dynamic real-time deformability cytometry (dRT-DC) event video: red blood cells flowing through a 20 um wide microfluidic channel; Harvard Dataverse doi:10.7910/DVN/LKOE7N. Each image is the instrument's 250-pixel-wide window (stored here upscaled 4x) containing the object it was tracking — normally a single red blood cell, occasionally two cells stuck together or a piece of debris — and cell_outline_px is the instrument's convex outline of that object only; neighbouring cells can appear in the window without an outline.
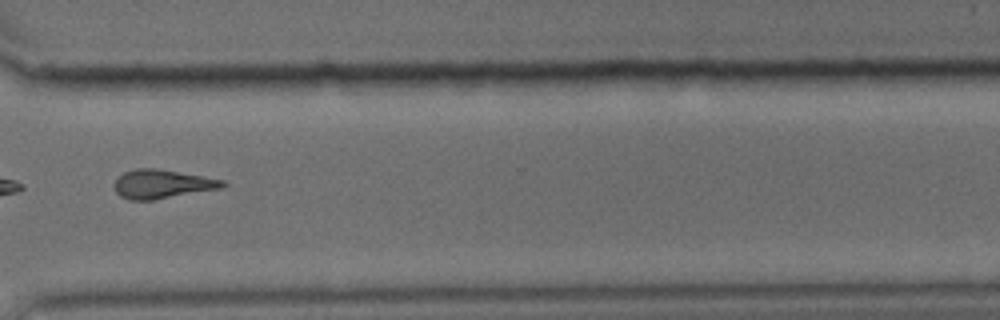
{"species": "common noctule bat (a hibernating species)", "species_latin": "Nyctalus noctula", "temperature_condition": "cold", "stored_images_in_passage": 55, "segment_of_instrument_passage": [2, 2], "camera_frame_rate_fps": 3000, "um_per_image_px": 0.085, "animal": {"sex": "male", "body_mass_g": 15.6}, "frame": {"image": 1, "passage_image": 42, "time_ms": 13.667, "image_size_px": [1000, 320], "cell_outline_px": [[228, 184], [220, 188], [152, 200], [128, 200], [120, 196], [116, 192], [112, 184], [124, 172], [136, 168], [160, 168], [204, 176], [224, 180]], "centroid_in_image_um": [13.76, 15.63], "position_along_channel_um": 356.8, "area_um2": 18.26}}